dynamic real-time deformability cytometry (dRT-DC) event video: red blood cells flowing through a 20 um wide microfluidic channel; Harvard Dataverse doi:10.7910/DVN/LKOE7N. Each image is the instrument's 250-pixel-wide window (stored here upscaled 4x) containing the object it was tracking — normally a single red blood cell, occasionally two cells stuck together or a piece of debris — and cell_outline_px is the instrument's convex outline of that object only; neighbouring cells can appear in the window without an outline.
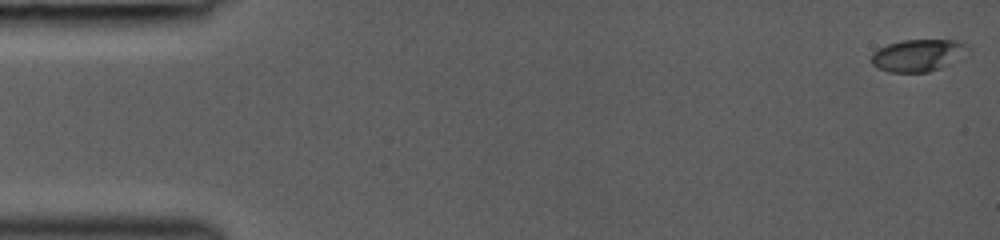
{"species": "common noctule bat (a hibernating species)", "species_latin": "Nyctalus noctula", "temperature_condition": "room temperature", "stored_images_in_passage": 7, "camera_frame_rate_fps": 3000, "um_per_image_px": 0.085, "animal": {"sex": "female", "body_mass_g": 19.0, "forearm_length_mm": 53.3}, "frame": {"image": 1, "passage_image": 1, "time_ms": 0.0, "image_size_px": [1000, 240], "cell_outline_px": [[968, 44], [948, 64], [940, 68], [928, 72], [888, 72], [876, 68], [872, 64], [872, 52], [888, 44], [900, 40], [960, 40]], "centroid_in_image_um": [77.9, 4.7], "position_along_channel_um": 7.1, "area_um2": 17.51}}
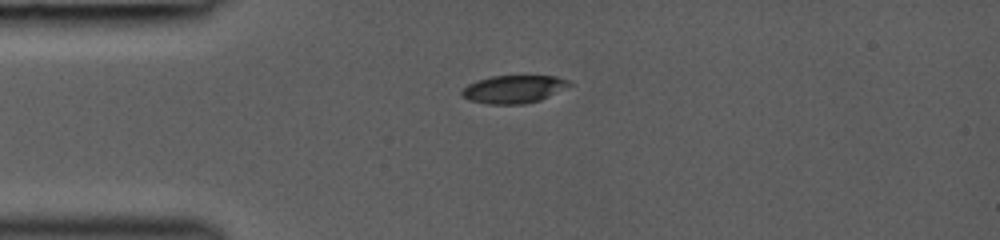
{"frame": {"image": 2, "passage_image": 6, "time_ms": 3.667, "image_size_px": [1000, 240], "cell_outline_px": [[572, 84], [540, 100], [524, 104], [488, 104], [468, 100], [460, 92], [468, 84], [476, 80], [492, 76], [556, 76], [568, 80]], "centroid_in_image_um": [43.63, 7.58], "position_along_channel_um": 41.4, "area_um2": 17.28}}